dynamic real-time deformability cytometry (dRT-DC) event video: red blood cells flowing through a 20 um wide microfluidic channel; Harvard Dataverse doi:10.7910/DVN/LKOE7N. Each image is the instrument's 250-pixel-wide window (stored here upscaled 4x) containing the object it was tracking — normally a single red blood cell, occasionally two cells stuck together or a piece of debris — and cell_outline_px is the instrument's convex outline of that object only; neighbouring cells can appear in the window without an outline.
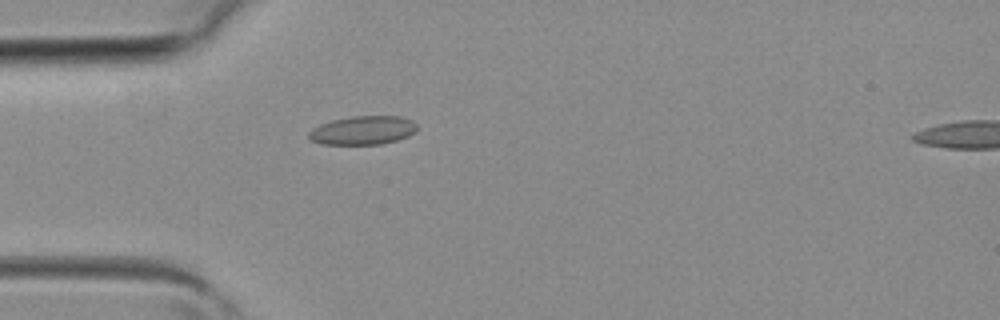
{"species": "common noctule bat (a hibernating species)", "species_latin": "Nyctalus noctula", "temperature_condition": "room temperature", "stored_images_in_passage": 4, "segment_of_instrument_passage": [1, 2], "camera_frame_rate_fps": 3000, "um_per_image_px": 0.085, "animal": {"sex": "female", "body_mass_g": 19.3, "forearm_length_mm": 54.1}, "frame": {"image": 1, "passage_image": 3, "time_ms": 0.667, "image_size_px": [1000, 320], "cell_outline_px": [[416, 128], [408, 136], [396, 140], [380, 144], [320, 144], [312, 140], [308, 136], [308, 132], [312, 128], [320, 124], [332, 120], [352, 116], [400, 116], [412, 120], [416, 124]], "centroid_in_image_um": [30.81, 11.07], "position_along_channel_um": 54.2, "area_um2": 17.98}}